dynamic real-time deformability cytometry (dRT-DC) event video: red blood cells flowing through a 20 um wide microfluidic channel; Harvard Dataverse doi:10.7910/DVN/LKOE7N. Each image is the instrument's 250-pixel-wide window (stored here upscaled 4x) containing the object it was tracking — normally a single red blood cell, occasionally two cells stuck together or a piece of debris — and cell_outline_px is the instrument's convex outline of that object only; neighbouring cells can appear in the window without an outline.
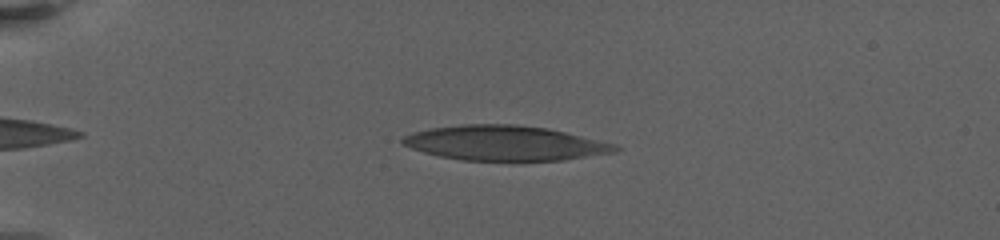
{"species": "human", "species_latin": "Homo sapiens", "temperature_condition": "warm", "stored_images_in_passage": 34, "camera_frame_rate_fps": 3000, "um_per_image_px": 0.085, "donor": {"sex": "female"}, "frame": {"image": 1, "passage_image": 5, "time_ms": 2.333, "image_size_px": [1000, 240], "cell_outline_px": [[620, 148], [612, 152], [560, 160], [460, 160], [440, 156], [424, 152], [412, 148], [404, 144], [400, 140], [404, 136], [412, 132], [432, 128], [464, 124], [512, 124], [544, 128], [564, 132], [616, 144]], "centroid_in_image_um": [42.86, 12.16], "position_along_channel_um": 42.1, "area_um2": 42.43}}
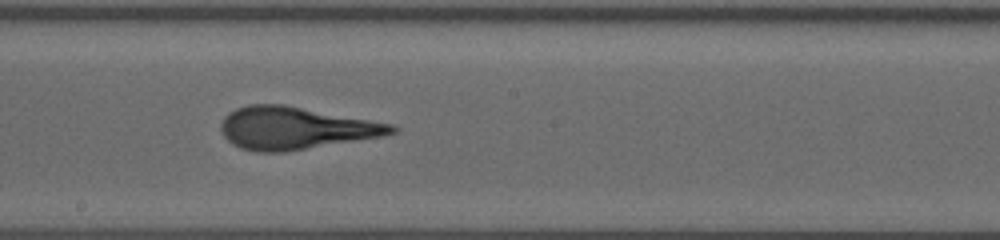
{"frame": {"image": 2, "passage_image": 17, "time_ms": 9.667, "image_size_px": [1000, 240], "cell_outline_px": [[400, 128], [396, 132], [384, 136], [284, 152], [256, 152], [240, 148], [232, 144], [224, 136], [220, 128], [220, 124], [224, 116], [228, 112], [236, 108], [248, 104], [284, 104], [396, 124]], "centroid_in_image_um": [25.13, 10.88], "position_along_channel_um": 223.1, "area_um2": 42.6}}
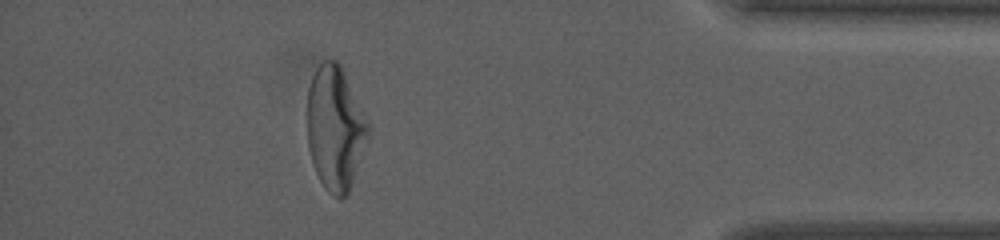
{"frame": {"image": 3, "passage_image": 30, "time_ms": 16.667, "image_size_px": [1000, 240], "cell_outline_px": [[372, 128], [348, 192], [340, 200], [332, 196], [324, 188], [312, 164], [308, 148], [308, 88], [312, 76], [316, 68], [324, 60], [336, 60], [340, 64]], "centroid_in_image_um": [28.5, 10.9], "position_along_channel_um": 406.7, "area_um2": 44.04}}